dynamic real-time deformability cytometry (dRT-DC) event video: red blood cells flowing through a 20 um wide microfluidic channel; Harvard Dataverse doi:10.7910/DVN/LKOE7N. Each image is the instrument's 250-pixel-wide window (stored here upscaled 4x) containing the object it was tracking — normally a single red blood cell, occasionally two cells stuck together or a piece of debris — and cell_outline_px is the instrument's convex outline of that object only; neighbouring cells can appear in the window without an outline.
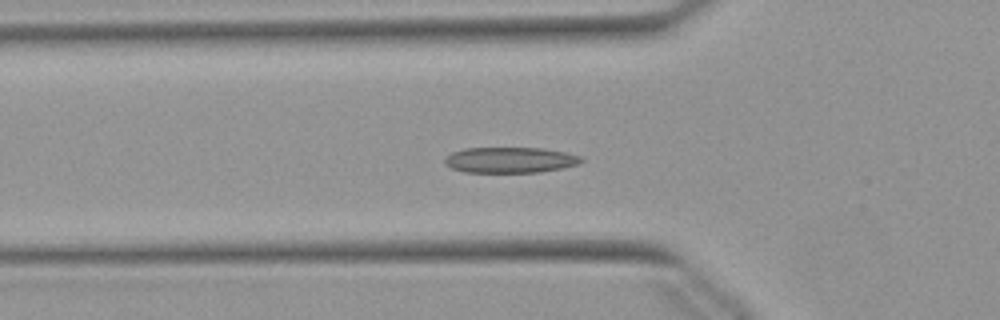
{"species": "Egyptian fruit bat (a non-hibernating species)", "species_latin": "Rousettus aegyptiacus", "temperature_condition": "warm", "stored_images_in_passage": 26, "camera_frame_rate_fps": 3000, "um_per_image_px": 0.085, "animal": {"sex": "female"}, "frame": {"image": 1, "passage_image": 8, "time_ms": 2.333, "image_size_px": [1000, 320], "cell_outline_px": [[584, 160], [580, 164], [564, 168], [540, 172], [464, 172], [452, 168], [444, 164], [444, 160], [452, 152], [464, 148], [544, 148], [564, 152], [580, 156]], "centroid_in_image_um": [43.38, 13.6], "position_along_channel_um": 82.4, "area_um2": 20.52}}
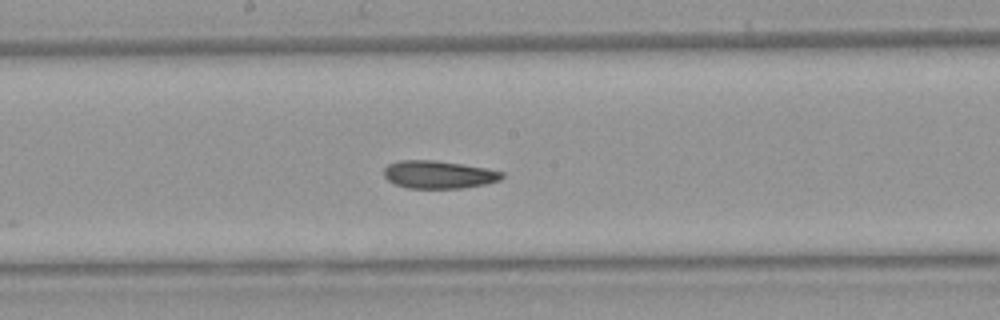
{"frame": {"image": 2, "passage_image": 18, "time_ms": 5.667, "image_size_px": [1000, 320], "cell_outline_px": [[504, 176], [500, 180], [484, 184], [460, 188], [408, 188], [396, 184], [388, 180], [384, 176], [384, 168], [388, 164], [396, 160], [436, 160], [488, 168], [504, 172]], "centroid_in_image_um": [37.28, 14.82], "position_along_channel_um": 210.9, "area_um2": 19.19}}
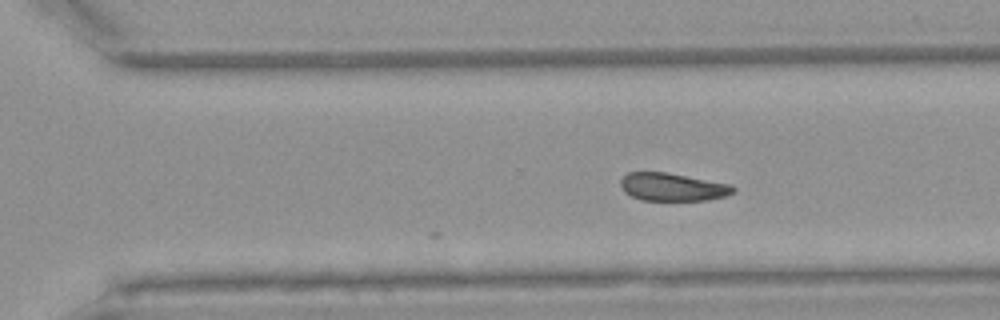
{"frame": {"image": 3, "passage_image": 26, "time_ms": 8.333, "image_size_px": [1000, 320], "cell_outline_px": [[736, 188], [732, 192], [724, 196], [708, 200], [640, 200], [624, 192], [620, 184], [620, 180], [628, 172], [668, 172], [732, 184]], "centroid_in_image_um": [57.16, 15.88], "position_along_channel_um": 313.4, "area_um2": 18.38}}